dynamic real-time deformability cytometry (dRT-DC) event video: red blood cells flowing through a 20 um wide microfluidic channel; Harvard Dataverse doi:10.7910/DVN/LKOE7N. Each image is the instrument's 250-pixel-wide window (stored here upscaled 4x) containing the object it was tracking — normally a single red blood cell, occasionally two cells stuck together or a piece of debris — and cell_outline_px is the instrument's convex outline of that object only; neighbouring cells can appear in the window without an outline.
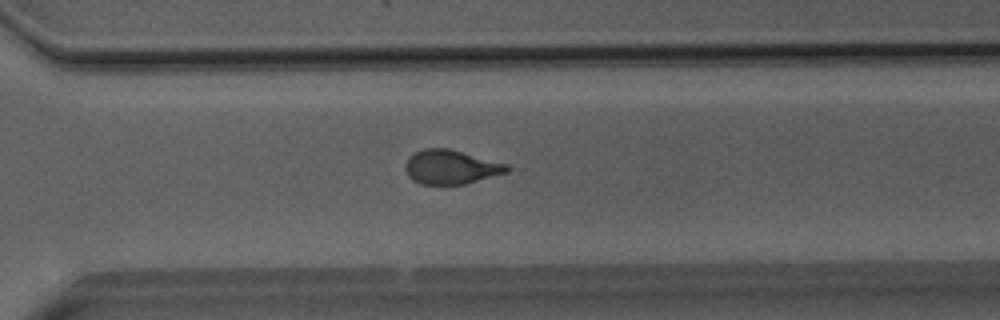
{"species": "Egyptian fruit bat (a non-hibernating species)", "species_latin": "Rousettus aegyptiacus", "temperature_condition": "room temperature", "stored_images_in_passage": 50, "camera_frame_rate_fps": 3000, "um_per_image_px": 0.085, "animal": {"sex": "male"}, "frame": {"image": 1, "passage_image": 36, "time_ms": 11.667, "image_size_px": [1000, 320], "cell_outline_px": [[512, 168], [508, 172], [464, 184], [420, 184], [412, 180], [408, 176], [404, 168], [404, 164], [408, 156], [412, 152], [424, 148], [448, 148], [508, 164]], "centroid_in_image_um": [38.29, 14.19], "position_along_channel_um": 332.3, "area_um2": 20.46}}
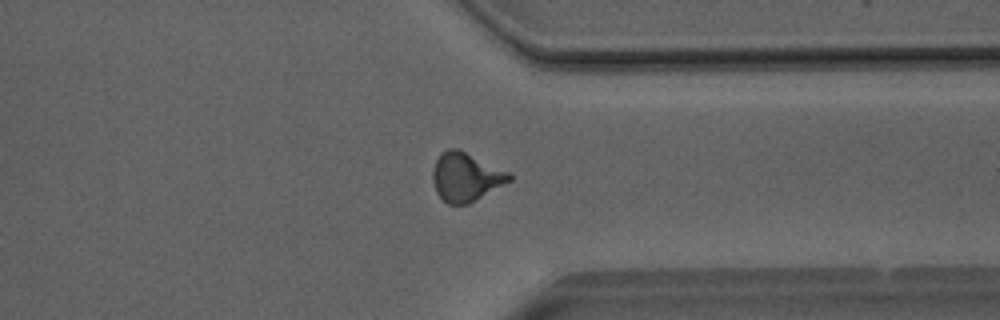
{"frame": {"image": 2, "passage_image": 39, "time_ms": 12.667, "image_size_px": [1000, 320], "cell_outline_px": [[512, 180], [468, 204], [448, 204], [436, 192], [432, 180], [432, 172], [436, 160], [440, 152], [448, 148], [456, 148], [508, 172], [512, 176]], "centroid_in_image_um": [39.56, 15.04], "position_along_channel_um": 371.8, "area_um2": 21.39}}
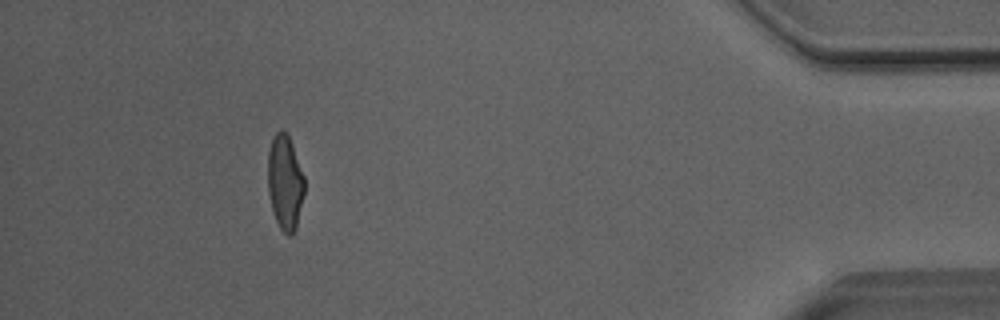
{"frame": {"image": 3, "passage_image": 46, "time_ms": 15.0, "image_size_px": [1000, 320], "cell_outline_px": [[304, 192], [296, 228], [292, 236], [288, 236], [280, 228], [272, 212], [268, 192], [268, 152], [272, 136], [280, 128], [284, 128], [292, 144], [304, 176]], "centroid_in_image_um": [24.21, 15.48], "position_along_channel_um": 411.0, "area_um2": 20.4}, "authors_computed_cell_mechanics": {"area_um2": 21.0103, "velocity_mm_per_s": 4.086, "shape_relaxation_time_tau1_ms": 5.8502, "shape_relaxation_time_tau2_ms": 1.0403, "deformation_change_tau1": 0.1898, "deformation_change_tau2": 0.0702}}